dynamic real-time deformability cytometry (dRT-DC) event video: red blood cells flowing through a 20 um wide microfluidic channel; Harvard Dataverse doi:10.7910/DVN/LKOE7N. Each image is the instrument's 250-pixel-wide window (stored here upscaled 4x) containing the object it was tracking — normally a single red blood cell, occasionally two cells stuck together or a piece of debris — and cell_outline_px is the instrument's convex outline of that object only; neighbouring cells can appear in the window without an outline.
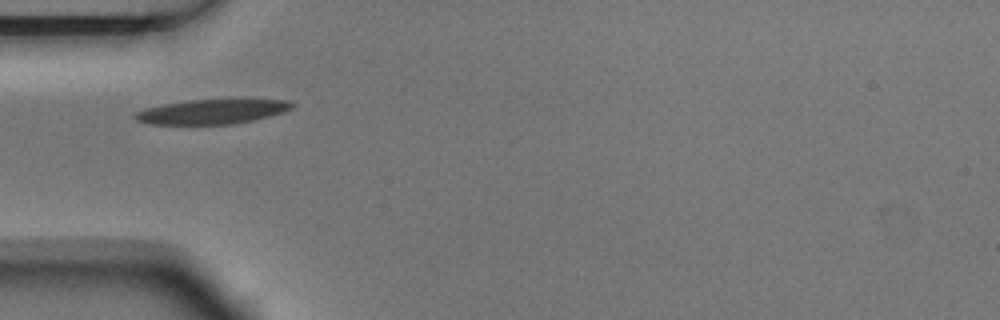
{"species": "Egyptian fruit bat (a non-hibernating species)", "species_latin": "Rousettus aegyptiacus", "temperature_condition": "room temperature", "stored_images_in_passage": 4, "camera_frame_rate_fps": 3000, "um_per_image_px": 0.085, "animal": {"sex": "male"}, "frame": {"image": 1, "passage_image": 1, "time_ms": 0.0, "image_size_px": [1000, 320], "cell_outline_px": [[296, 104], [292, 108], [284, 112], [252, 120], [232, 124], [148, 124], [136, 120], [132, 116], [136, 112], [144, 108], [164, 104], [188, 100], [288, 100]], "centroid_in_image_um": [17.98, 9.49], "position_along_channel_um": 67.0, "area_um2": 22.31}}
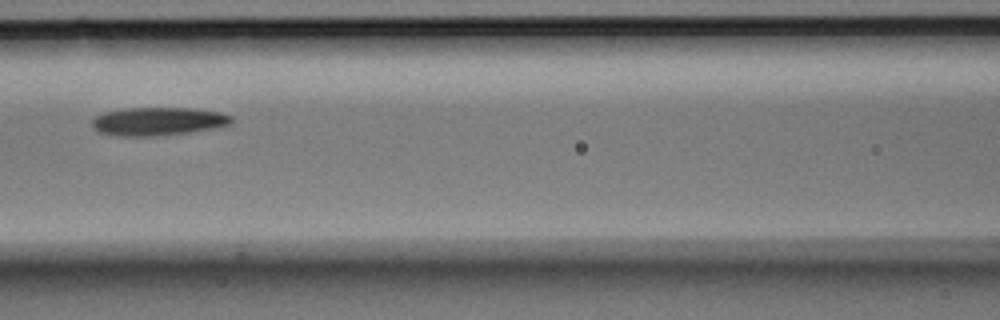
{"frame": {"image": 2, "passage_image": 3, "time_ms": 0.667, "image_size_px": [1000, 320], "cell_outline_px": [[232, 124], [192, 132], [156, 136], [116, 136], [100, 132], [92, 128], [92, 120], [96, 116], [108, 112], [124, 108], [192, 108], [220, 112], [232, 116]], "centroid_in_image_um": [13.45, 10.32], "position_along_channel_um": 153.2, "area_um2": 22.95}}
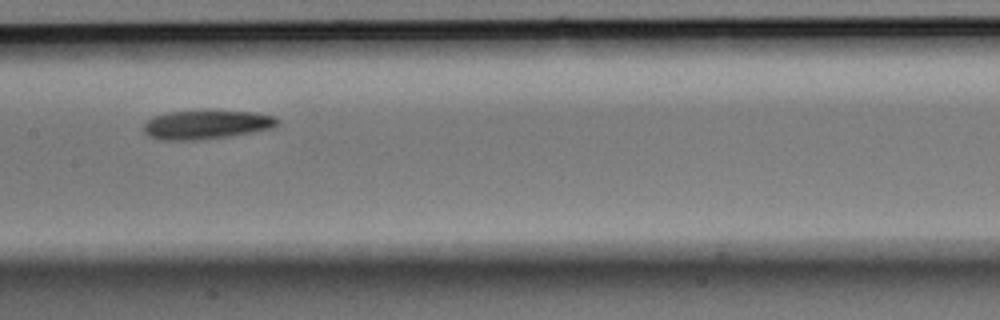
{"frame": {"image": 3, "passage_image": 4, "time_ms": 1.0, "image_size_px": [1000, 320], "cell_outline_px": [[280, 124], [276, 128], [256, 132], [200, 140], [160, 140], [148, 136], [144, 132], [144, 124], [152, 116], [168, 112], [204, 108], [208, 108], [256, 112], [276, 116], [280, 120]], "centroid_in_image_um": [17.62, 10.55], "position_along_channel_um": 189.8, "area_um2": 23.87}}